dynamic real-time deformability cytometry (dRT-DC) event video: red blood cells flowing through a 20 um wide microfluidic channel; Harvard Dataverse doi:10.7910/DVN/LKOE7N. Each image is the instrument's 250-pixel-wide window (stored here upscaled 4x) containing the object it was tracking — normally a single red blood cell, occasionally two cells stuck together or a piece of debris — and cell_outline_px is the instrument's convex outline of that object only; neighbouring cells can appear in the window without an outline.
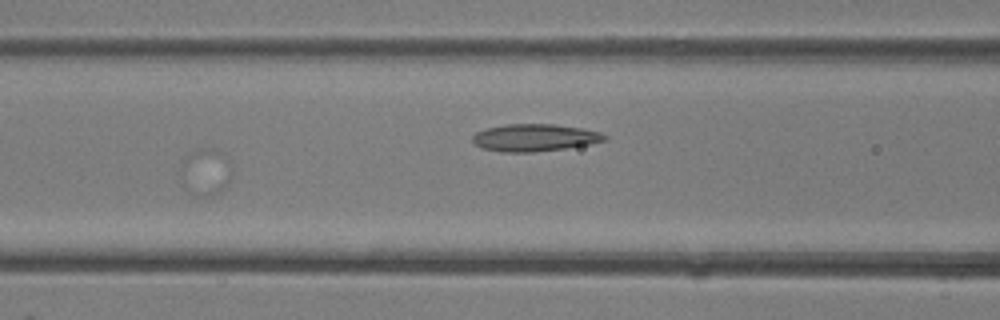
{"species": "common noctule bat (a hibernating species)", "species_latin": "Nyctalus noctula", "temperature_condition": "room temperature", "stored_images_in_passage": 28, "camera_frame_rate_fps": 3000, "um_per_image_px": 0.085, "animal": {"sex": "female"}, "frame": {"image": 1, "passage_image": 11, "time_ms": 3.333, "image_size_px": [1000, 320], "cell_outline_px": [[232, 160], [228, 184], [220, 192], [212, 196], [196, 196], [192, 192], [180, 172], [180, 168], [184, 156], [196, 148], [216, 148], [224, 152]], "centroid_in_image_um": [17.53, 14.54], "position_along_channel_um": 149.1, "area_um2": 14.16}}
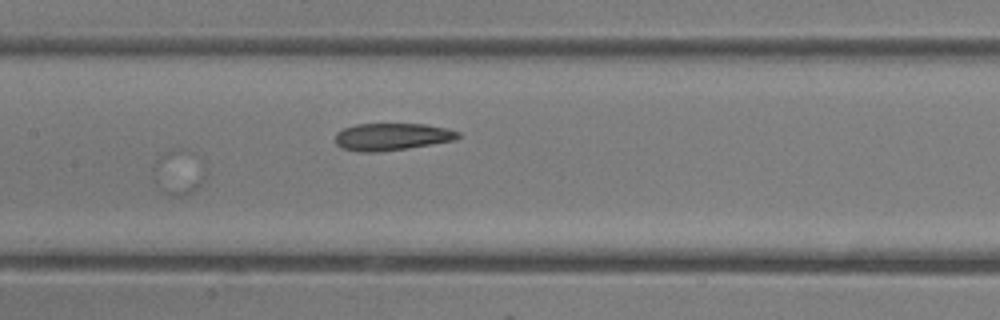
{"frame": {"image": 2, "passage_image": 14, "time_ms": 4.333, "image_size_px": [1000, 320], "cell_outline_px": [[208, 172], [204, 180], [192, 192], [184, 196], [172, 196], [164, 192], [156, 184], [152, 168], [156, 160], [164, 156], [204, 164]], "centroid_in_image_um": [15.16, 14.93], "position_along_channel_um": 192.2, "area_um2": 11.62}}